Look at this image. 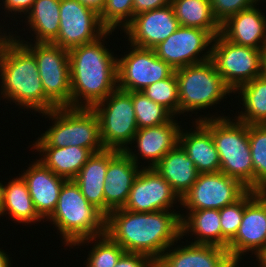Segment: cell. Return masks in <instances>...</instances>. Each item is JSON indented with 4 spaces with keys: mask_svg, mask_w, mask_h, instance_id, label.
I'll return each instance as SVG.
<instances>
[{
    "mask_svg": "<svg viewBox=\"0 0 266 267\" xmlns=\"http://www.w3.org/2000/svg\"><path fill=\"white\" fill-rule=\"evenodd\" d=\"M180 211L132 212L112 210L105 221V234L126 252L146 255L156 262L182 238Z\"/></svg>",
    "mask_w": 266,
    "mask_h": 267,
    "instance_id": "cell-1",
    "label": "cell"
},
{
    "mask_svg": "<svg viewBox=\"0 0 266 267\" xmlns=\"http://www.w3.org/2000/svg\"><path fill=\"white\" fill-rule=\"evenodd\" d=\"M220 34L236 45L266 49V16L257 5L242 10L221 24Z\"/></svg>",
    "mask_w": 266,
    "mask_h": 267,
    "instance_id": "cell-22",
    "label": "cell"
},
{
    "mask_svg": "<svg viewBox=\"0 0 266 267\" xmlns=\"http://www.w3.org/2000/svg\"><path fill=\"white\" fill-rule=\"evenodd\" d=\"M11 260L10 255L5 252V250L0 248V267H11Z\"/></svg>",
    "mask_w": 266,
    "mask_h": 267,
    "instance_id": "cell-44",
    "label": "cell"
},
{
    "mask_svg": "<svg viewBox=\"0 0 266 267\" xmlns=\"http://www.w3.org/2000/svg\"><path fill=\"white\" fill-rule=\"evenodd\" d=\"M86 243H90V245L92 243L94 245H92V249L88 251V257L84 261V263L86 262V264H84L86 265L85 267H115L119 258L126 252L106 234L80 240L74 243L69 249L73 248V246L85 245Z\"/></svg>",
    "mask_w": 266,
    "mask_h": 267,
    "instance_id": "cell-32",
    "label": "cell"
},
{
    "mask_svg": "<svg viewBox=\"0 0 266 267\" xmlns=\"http://www.w3.org/2000/svg\"><path fill=\"white\" fill-rule=\"evenodd\" d=\"M124 151L110 149V162L106 171L104 191V215L126 204L134 180L141 168Z\"/></svg>",
    "mask_w": 266,
    "mask_h": 267,
    "instance_id": "cell-19",
    "label": "cell"
},
{
    "mask_svg": "<svg viewBox=\"0 0 266 267\" xmlns=\"http://www.w3.org/2000/svg\"><path fill=\"white\" fill-rule=\"evenodd\" d=\"M249 189L239 180L219 172L198 174L190 190L181 198V208L190 211L218 209L235 203Z\"/></svg>",
    "mask_w": 266,
    "mask_h": 267,
    "instance_id": "cell-11",
    "label": "cell"
},
{
    "mask_svg": "<svg viewBox=\"0 0 266 267\" xmlns=\"http://www.w3.org/2000/svg\"><path fill=\"white\" fill-rule=\"evenodd\" d=\"M180 216L182 239L183 236L185 238L190 234V238L193 235L195 237L194 241L192 239L189 243L222 247V228L218 209L195 210Z\"/></svg>",
    "mask_w": 266,
    "mask_h": 267,
    "instance_id": "cell-28",
    "label": "cell"
},
{
    "mask_svg": "<svg viewBox=\"0 0 266 267\" xmlns=\"http://www.w3.org/2000/svg\"><path fill=\"white\" fill-rule=\"evenodd\" d=\"M210 4L213 15L220 25L236 13L259 5L257 0H210Z\"/></svg>",
    "mask_w": 266,
    "mask_h": 267,
    "instance_id": "cell-38",
    "label": "cell"
},
{
    "mask_svg": "<svg viewBox=\"0 0 266 267\" xmlns=\"http://www.w3.org/2000/svg\"><path fill=\"white\" fill-rule=\"evenodd\" d=\"M261 76L266 79V56H265V59L263 61L262 74H261Z\"/></svg>",
    "mask_w": 266,
    "mask_h": 267,
    "instance_id": "cell-45",
    "label": "cell"
},
{
    "mask_svg": "<svg viewBox=\"0 0 266 267\" xmlns=\"http://www.w3.org/2000/svg\"><path fill=\"white\" fill-rule=\"evenodd\" d=\"M51 119L44 133L39 135L32 147L77 146L89 149L92 153L104 150L100 138V124L92 108L60 107L42 113Z\"/></svg>",
    "mask_w": 266,
    "mask_h": 267,
    "instance_id": "cell-6",
    "label": "cell"
},
{
    "mask_svg": "<svg viewBox=\"0 0 266 267\" xmlns=\"http://www.w3.org/2000/svg\"><path fill=\"white\" fill-rule=\"evenodd\" d=\"M192 123L194 129H181L179 145L199 174L219 172L220 158L211 131L201 121Z\"/></svg>",
    "mask_w": 266,
    "mask_h": 267,
    "instance_id": "cell-23",
    "label": "cell"
},
{
    "mask_svg": "<svg viewBox=\"0 0 266 267\" xmlns=\"http://www.w3.org/2000/svg\"><path fill=\"white\" fill-rule=\"evenodd\" d=\"M240 94L241 111L236 119L247 125L266 124V79L256 77L249 83L240 86L235 92ZM243 110V111H242Z\"/></svg>",
    "mask_w": 266,
    "mask_h": 267,
    "instance_id": "cell-30",
    "label": "cell"
},
{
    "mask_svg": "<svg viewBox=\"0 0 266 267\" xmlns=\"http://www.w3.org/2000/svg\"><path fill=\"white\" fill-rule=\"evenodd\" d=\"M110 162V149L93 153L86 164L73 179L80 187L83 196L104 214L103 186L106 178L108 163Z\"/></svg>",
    "mask_w": 266,
    "mask_h": 267,
    "instance_id": "cell-26",
    "label": "cell"
},
{
    "mask_svg": "<svg viewBox=\"0 0 266 267\" xmlns=\"http://www.w3.org/2000/svg\"><path fill=\"white\" fill-rule=\"evenodd\" d=\"M132 103L138 129L165 124L174 117L166 108L152 101L141 91L132 92Z\"/></svg>",
    "mask_w": 266,
    "mask_h": 267,
    "instance_id": "cell-34",
    "label": "cell"
},
{
    "mask_svg": "<svg viewBox=\"0 0 266 267\" xmlns=\"http://www.w3.org/2000/svg\"><path fill=\"white\" fill-rule=\"evenodd\" d=\"M264 246H266V192L248 190L245 193V208L240 227L229 241L227 251L234 262H241L244 255L249 252L255 255Z\"/></svg>",
    "mask_w": 266,
    "mask_h": 267,
    "instance_id": "cell-13",
    "label": "cell"
},
{
    "mask_svg": "<svg viewBox=\"0 0 266 267\" xmlns=\"http://www.w3.org/2000/svg\"><path fill=\"white\" fill-rule=\"evenodd\" d=\"M19 176V177H18ZM7 184L1 183L0 187V216L6 214L12 221L26 224H37L43 220L37 213L28 187L23 177L18 175Z\"/></svg>",
    "mask_w": 266,
    "mask_h": 267,
    "instance_id": "cell-24",
    "label": "cell"
},
{
    "mask_svg": "<svg viewBox=\"0 0 266 267\" xmlns=\"http://www.w3.org/2000/svg\"><path fill=\"white\" fill-rule=\"evenodd\" d=\"M46 221L52 222L67 247L105 234L106 216L87 201L74 180L63 184L57 206Z\"/></svg>",
    "mask_w": 266,
    "mask_h": 267,
    "instance_id": "cell-5",
    "label": "cell"
},
{
    "mask_svg": "<svg viewBox=\"0 0 266 267\" xmlns=\"http://www.w3.org/2000/svg\"><path fill=\"white\" fill-rule=\"evenodd\" d=\"M99 19L107 30H123L133 19V0H106Z\"/></svg>",
    "mask_w": 266,
    "mask_h": 267,
    "instance_id": "cell-36",
    "label": "cell"
},
{
    "mask_svg": "<svg viewBox=\"0 0 266 267\" xmlns=\"http://www.w3.org/2000/svg\"><path fill=\"white\" fill-rule=\"evenodd\" d=\"M179 124L173 117L165 124L138 129L130 145L132 147V143L136 144V147H133L137 149L127 147L124 152L138 166H140L141 163L139 162L142 159L148 162V165L144 167L153 168L170 150L179 144V135L182 129Z\"/></svg>",
    "mask_w": 266,
    "mask_h": 267,
    "instance_id": "cell-18",
    "label": "cell"
},
{
    "mask_svg": "<svg viewBox=\"0 0 266 267\" xmlns=\"http://www.w3.org/2000/svg\"><path fill=\"white\" fill-rule=\"evenodd\" d=\"M115 267H155V262L140 253L125 252Z\"/></svg>",
    "mask_w": 266,
    "mask_h": 267,
    "instance_id": "cell-39",
    "label": "cell"
},
{
    "mask_svg": "<svg viewBox=\"0 0 266 267\" xmlns=\"http://www.w3.org/2000/svg\"><path fill=\"white\" fill-rule=\"evenodd\" d=\"M180 24L171 4L135 15L122 30L132 46L153 49L172 33Z\"/></svg>",
    "mask_w": 266,
    "mask_h": 267,
    "instance_id": "cell-17",
    "label": "cell"
},
{
    "mask_svg": "<svg viewBox=\"0 0 266 267\" xmlns=\"http://www.w3.org/2000/svg\"><path fill=\"white\" fill-rule=\"evenodd\" d=\"M181 26L208 31L213 37L220 34L221 25L215 19L210 0H171Z\"/></svg>",
    "mask_w": 266,
    "mask_h": 267,
    "instance_id": "cell-31",
    "label": "cell"
},
{
    "mask_svg": "<svg viewBox=\"0 0 266 267\" xmlns=\"http://www.w3.org/2000/svg\"><path fill=\"white\" fill-rule=\"evenodd\" d=\"M253 162V190L266 192V124L248 125Z\"/></svg>",
    "mask_w": 266,
    "mask_h": 267,
    "instance_id": "cell-33",
    "label": "cell"
},
{
    "mask_svg": "<svg viewBox=\"0 0 266 267\" xmlns=\"http://www.w3.org/2000/svg\"><path fill=\"white\" fill-rule=\"evenodd\" d=\"M3 28V30H2ZM0 26V97L39 114L57 107L45 96L34 55ZM3 31V33H2ZM5 32V33H4Z\"/></svg>",
    "mask_w": 266,
    "mask_h": 267,
    "instance_id": "cell-3",
    "label": "cell"
},
{
    "mask_svg": "<svg viewBox=\"0 0 266 267\" xmlns=\"http://www.w3.org/2000/svg\"><path fill=\"white\" fill-rule=\"evenodd\" d=\"M177 202L181 205L170 184L154 168L142 167L123 209L132 212L174 210Z\"/></svg>",
    "mask_w": 266,
    "mask_h": 267,
    "instance_id": "cell-16",
    "label": "cell"
},
{
    "mask_svg": "<svg viewBox=\"0 0 266 267\" xmlns=\"http://www.w3.org/2000/svg\"><path fill=\"white\" fill-rule=\"evenodd\" d=\"M112 32L107 30L95 41L68 50L71 107L92 108L118 88V55L104 46Z\"/></svg>",
    "mask_w": 266,
    "mask_h": 267,
    "instance_id": "cell-2",
    "label": "cell"
},
{
    "mask_svg": "<svg viewBox=\"0 0 266 267\" xmlns=\"http://www.w3.org/2000/svg\"><path fill=\"white\" fill-rule=\"evenodd\" d=\"M92 109L99 119L100 138L104 148L125 151L138 130L132 92L116 88Z\"/></svg>",
    "mask_w": 266,
    "mask_h": 267,
    "instance_id": "cell-9",
    "label": "cell"
},
{
    "mask_svg": "<svg viewBox=\"0 0 266 267\" xmlns=\"http://www.w3.org/2000/svg\"><path fill=\"white\" fill-rule=\"evenodd\" d=\"M175 73L179 90V116L189 112L194 114L197 110V118L198 111L214 108L233 92L211 60L178 68Z\"/></svg>",
    "mask_w": 266,
    "mask_h": 267,
    "instance_id": "cell-7",
    "label": "cell"
},
{
    "mask_svg": "<svg viewBox=\"0 0 266 267\" xmlns=\"http://www.w3.org/2000/svg\"><path fill=\"white\" fill-rule=\"evenodd\" d=\"M59 16V34L52 44L67 50L93 42L107 31L99 14L78 0H60Z\"/></svg>",
    "mask_w": 266,
    "mask_h": 267,
    "instance_id": "cell-15",
    "label": "cell"
},
{
    "mask_svg": "<svg viewBox=\"0 0 266 267\" xmlns=\"http://www.w3.org/2000/svg\"><path fill=\"white\" fill-rule=\"evenodd\" d=\"M153 168L170 184L180 199L190 190L199 174L179 144Z\"/></svg>",
    "mask_w": 266,
    "mask_h": 267,
    "instance_id": "cell-25",
    "label": "cell"
},
{
    "mask_svg": "<svg viewBox=\"0 0 266 267\" xmlns=\"http://www.w3.org/2000/svg\"><path fill=\"white\" fill-rule=\"evenodd\" d=\"M256 261H258L257 265L258 267H266V246H264L262 249H260L255 255Z\"/></svg>",
    "mask_w": 266,
    "mask_h": 267,
    "instance_id": "cell-43",
    "label": "cell"
},
{
    "mask_svg": "<svg viewBox=\"0 0 266 267\" xmlns=\"http://www.w3.org/2000/svg\"><path fill=\"white\" fill-rule=\"evenodd\" d=\"M211 46L210 60L233 93L261 76L266 49L236 45L221 34L214 37Z\"/></svg>",
    "mask_w": 266,
    "mask_h": 267,
    "instance_id": "cell-10",
    "label": "cell"
},
{
    "mask_svg": "<svg viewBox=\"0 0 266 267\" xmlns=\"http://www.w3.org/2000/svg\"><path fill=\"white\" fill-rule=\"evenodd\" d=\"M209 115L210 113L204 117L200 115L194 120L201 121L211 131L220 158V171L253 190V162L248 125L224 114Z\"/></svg>",
    "mask_w": 266,
    "mask_h": 267,
    "instance_id": "cell-4",
    "label": "cell"
},
{
    "mask_svg": "<svg viewBox=\"0 0 266 267\" xmlns=\"http://www.w3.org/2000/svg\"><path fill=\"white\" fill-rule=\"evenodd\" d=\"M171 4V0H133V17L139 13Z\"/></svg>",
    "mask_w": 266,
    "mask_h": 267,
    "instance_id": "cell-41",
    "label": "cell"
},
{
    "mask_svg": "<svg viewBox=\"0 0 266 267\" xmlns=\"http://www.w3.org/2000/svg\"><path fill=\"white\" fill-rule=\"evenodd\" d=\"M60 0H35L31 11L25 16L26 27L36 35L35 43H52L59 34ZM27 20V21H26ZM28 25V26H27Z\"/></svg>",
    "mask_w": 266,
    "mask_h": 267,
    "instance_id": "cell-29",
    "label": "cell"
},
{
    "mask_svg": "<svg viewBox=\"0 0 266 267\" xmlns=\"http://www.w3.org/2000/svg\"><path fill=\"white\" fill-rule=\"evenodd\" d=\"M31 163L20 175L25 180L34 207L44 222L54 212L60 190L67 179L54 174L38 159Z\"/></svg>",
    "mask_w": 266,
    "mask_h": 267,
    "instance_id": "cell-20",
    "label": "cell"
},
{
    "mask_svg": "<svg viewBox=\"0 0 266 267\" xmlns=\"http://www.w3.org/2000/svg\"><path fill=\"white\" fill-rule=\"evenodd\" d=\"M39 153L41 161L54 174L67 180H73L93 154L89 149L77 146L67 147H31Z\"/></svg>",
    "mask_w": 266,
    "mask_h": 267,
    "instance_id": "cell-27",
    "label": "cell"
},
{
    "mask_svg": "<svg viewBox=\"0 0 266 267\" xmlns=\"http://www.w3.org/2000/svg\"><path fill=\"white\" fill-rule=\"evenodd\" d=\"M83 5L95 10L98 14L103 10L106 0H78Z\"/></svg>",
    "mask_w": 266,
    "mask_h": 267,
    "instance_id": "cell-42",
    "label": "cell"
},
{
    "mask_svg": "<svg viewBox=\"0 0 266 267\" xmlns=\"http://www.w3.org/2000/svg\"><path fill=\"white\" fill-rule=\"evenodd\" d=\"M240 262H233L229 267H239Z\"/></svg>",
    "mask_w": 266,
    "mask_h": 267,
    "instance_id": "cell-46",
    "label": "cell"
},
{
    "mask_svg": "<svg viewBox=\"0 0 266 267\" xmlns=\"http://www.w3.org/2000/svg\"><path fill=\"white\" fill-rule=\"evenodd\" d=\"M245 208V194L235 203L219 210L222 228V248L227 249L229 241L236 235L240 227Z\"/></svg>",
    "mask_w": 266,
    "mask_h": 267,
    "instance_id": "cell-37",
    "label": "cell"
},
{
    "mask_svg": "<svg viewBox=\"0 0 266 267\" xmlns=\"http://www.w3.org/2000/svg\"><path fill=\"white\" fill-rule=\"evenodd\" d=\"M187 242L177 247L178 242L172 244L155 262V267H229L234 262L225 248Z\"/></svg>",
    "mask_w": 266,
    "mask_h": 267,
    "instance_id": "cell-21",
    "label": "cell"
},
{
    "mask_svg": "<svg viewBox=\"0 0 266 267\" xmlns=\"http://www.w3.org/2000/svg\"><path fill=\"white\" fill-rule=\"evenodd\" d=\"M35 0H2L3 3H0L2 6V9H4L6 15L14 14V15H21V18L24 17L31 11L33 4ZM11 12V13H10ZM24 16H23V15ZM23 16V17H22Z\"/></svg>",
    "mask_w": 266,
    "mask_h": 267,
    "instance_id": "cell-40",
    "label": "cell"
},
{
    "mask_svg": "<svg viewBox=\"0 0 266 267\" xmlns=\"http://www.w3.org/2000/svg\"><path fill=\"white\" fill-rule=\"evenodd\" d=\"M9 31L35 57L45 96L57 107H71L69 52L52 43H33ZM17 35V36H16Z\"/></svg>",
    "mask_w": 266,
    "mask_h": 267,
    "instance_id": "cell-8",
    "label": "cell"
},
{
    "mask_svg": "<svg viewBox=\"0 0 266 267\" xmlns=\"http://www.w3.org/2000/svg\"><path fill=\"white\" fill-rule=\"evenodd\" d=\"M131 49L117 58L118 88L139 92L147 86L170 77L175 69L160 60L153 49L129 46Z\"/></svg>",
    "mask_w": 266,
    "mask_h": 267,
    "instance_id": "cell-12",
    "label": "cell"
},
{
    "mask_svg": "<svg viewBox=\"0 0 266 267\" xmlns=\"http://www.w3.org/2000/svg\"><path fill=\"white\" fill-rule=\"evenodd\" d=\"M141 92L166 108L174 117L177 116L176 119L178 118L179 90L175 72L170 77L147 86Z\"/></svg>",
    "mask_w": 266,
    "mask_h": 267,
    "instance_id": "cell-35",
    "label": "cell"
},
{
    "mask_svg": "<svg viewBox=\"0 0 266 267\" xmlns=\"http://www.w3.org/2000/svg\"><path fill=\"white\" fill-rule=\"evenodd\" d=\"M213 39L214 37L204 29L180 25L174 33L153 50L160 60L176 70L210 60L212 47L210 45H212Z\"/></svg>",
    "mask_w": 266,
    "mask_h": 267,
    "instance_id": "cell-14",
    "label": "cell"
}]
</instances>
